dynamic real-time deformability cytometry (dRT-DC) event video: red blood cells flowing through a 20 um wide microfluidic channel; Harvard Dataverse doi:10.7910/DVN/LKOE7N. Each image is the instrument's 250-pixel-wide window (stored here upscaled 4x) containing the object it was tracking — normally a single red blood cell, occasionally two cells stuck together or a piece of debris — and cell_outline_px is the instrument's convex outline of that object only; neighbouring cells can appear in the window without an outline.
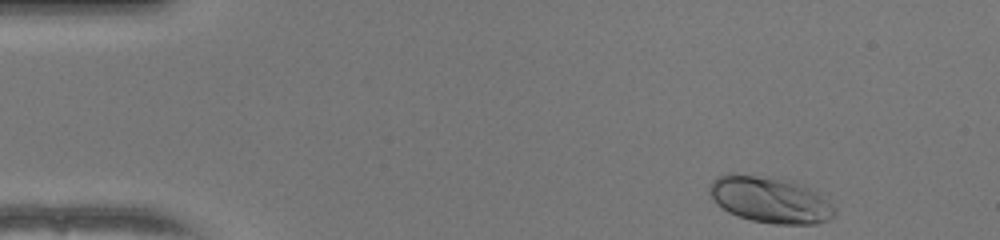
{"species": "human", "species_latin": "Homo sapiens", "temperature_condition": "warm", "stored_images_in_passage": 47, "camera_frame_rate_fps": 3000, "um_per_image_px": 0.085, "donor": {"sex": "female"}, "frame": {"image": 1, "passage_image": 1, "time_ms": 0.0, "image_size_px": [1000, 240], "cell_outline_px": [[836, 216], [828, 220], [816, 224], [772, 224], [752, 220], [728, 212], [708, 192], [708, 188], [712, 180], [728, 172], [732, 172], [768, 176], [792, 180], [804, 184], [816, 192], [836, 208]], "centroid_in_image_um": [65.48, 16.95], "position_along_channel_um": 19.5, "area_um2": 34.04}}
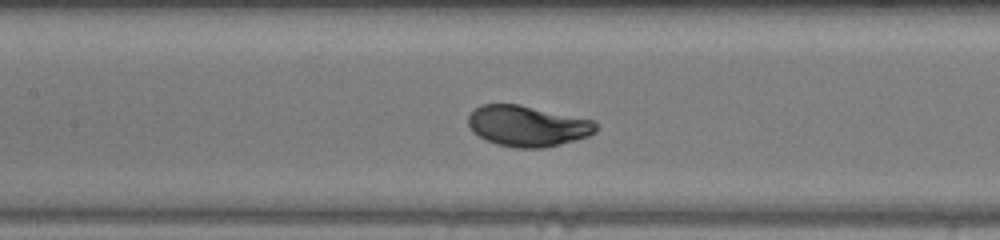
{"frame": {"image": 2, "passage_image": 19, "time_ms": 6.0, "image_size_px": [1000, 240], "cell_outline_px": [[596, 132], [588, 136], [560, 144], [544, 148], [516, 148], [496, 144], [484, 140], [472, 132], [468, 124], [468, 116], [480, 104], [520, 104], [596, 120]], "centroid_in_image_um": [44.83, 10.7], "position_along_channel_um": 162.6, "area_um2": 30.69}}
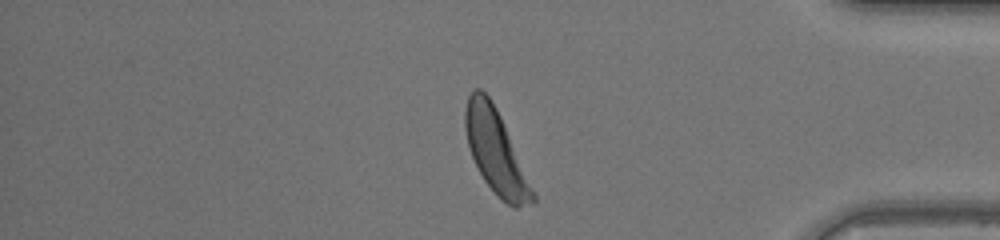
{"frame": {"image": 3, "passage_image": 38, "time_ms": 12.333, "image_size_px": [1000, 240], "cell_outline_px": [[536, 200], [532, 204], [516, 208], [512, 208], [484, 180], [468, 148], [464, 128], [464, 112], [468, 96], [472, 88], [480, 88], [488, 96], [496, 108], [504, 124], [536, 196]], "centroid_in_image_um": [42.11, 12.86], "position_along_channel_um": 393.1, "area_um2": 32.19}, "authors_computed_cell_mechanics": {"area_um2": 30.6918, "velocity_mm_per_s": 4.076, "shape_relaxation_time_tau1_ms": 2.2933, "shape_relaxation_time_tau2_ms": null, "deformation_change_tau1": 0.1542, "deformation_change_tau2": null}}